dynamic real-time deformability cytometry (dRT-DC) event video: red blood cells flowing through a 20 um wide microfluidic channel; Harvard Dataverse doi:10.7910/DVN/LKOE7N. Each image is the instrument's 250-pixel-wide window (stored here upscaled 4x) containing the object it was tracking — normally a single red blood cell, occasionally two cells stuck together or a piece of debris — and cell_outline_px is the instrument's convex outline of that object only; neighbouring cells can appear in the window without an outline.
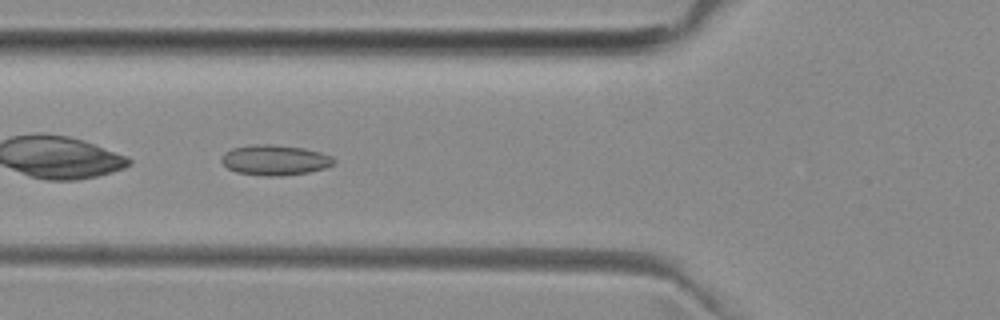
{"species": "common noctule bat (a hibernating species)", "species_latin": "Nyctalus noctula", "temperature_condition": "room temperature", "stored_images_in_passage": 41, "camera_frame_rate_fps": 3000, "um_per_image_px": 0.085, "animal": {"sex": "female", "body_mass_g": 29.2, "forearm_length_mm": 56.3}, "frame": {"image": 1, "passage_image": 10, "time_ms": 3.0, "image_size_px": [1000, 320], "cell_outline_px": [[336, 160], [332, 164], [324, 168], [308, 172], [280, 176], [264, 176], [236, 172], [228, 168], [220, 160], [220, 156], [224, 152], [232, 148], [252, 144], [276, 144], [304, 148], [320, 152], [332, 156]], "centroid_in_image_um": [23.33, 13.59], "position_along_channel_um": 102.5, "area_um2": 20.0}}
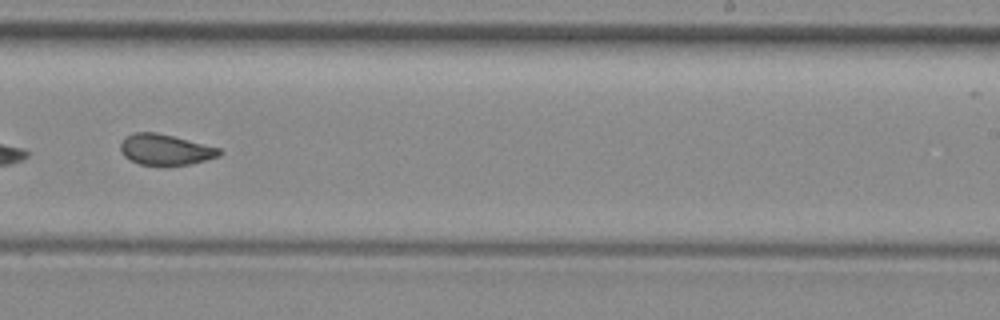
{"frame": {"image": 2, "passage_image": 23, "time_ms": 7.333, "image_size_px": [1000, 320], "cell_outline_px": [[224, 152], [220, 156], [188, 164], [140, 164], [124, 156], [120, 148], [120, 144], [132, 132], [156, 132], [220, 148]], "centroid_in_image_um": [14.07, 12.7], "position_along_channel_um": 274.9, "area_um2": 17.28}}
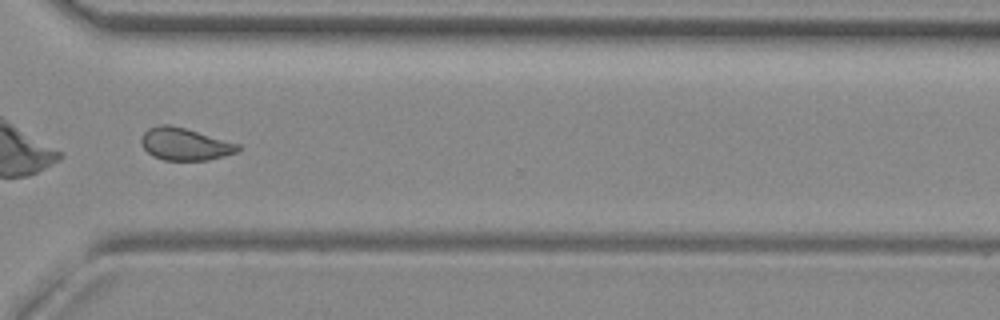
{"frame": {"image": 3, "passage_image": 29, "time_ms": 9.333, "image_size_px": [1000, 320], "cell_outline_px": [[240, 148], [236, 152], [224, 156], [208, 160], [164, 160], [152, 156], [140, 144], [140, 136], [148, 128], [160, 124], [168, 124], [184, 128], [240, 144]], "centroid_in_image_um": [15.67, 12.25], "position_along_channel_um": 354.9, "area_um2": 18.21}, "authors_computed_cell_mechanics": {"area_um2": 18.5538, "velocity_mm_per_s": 3.986, "shape_relaxation_time_tau1_ms": null, "shape_relaxation_time_tau2_ms": 1.7359, "deformation_change_tau1": null, "deformation_change_tau2": 0.0632}}